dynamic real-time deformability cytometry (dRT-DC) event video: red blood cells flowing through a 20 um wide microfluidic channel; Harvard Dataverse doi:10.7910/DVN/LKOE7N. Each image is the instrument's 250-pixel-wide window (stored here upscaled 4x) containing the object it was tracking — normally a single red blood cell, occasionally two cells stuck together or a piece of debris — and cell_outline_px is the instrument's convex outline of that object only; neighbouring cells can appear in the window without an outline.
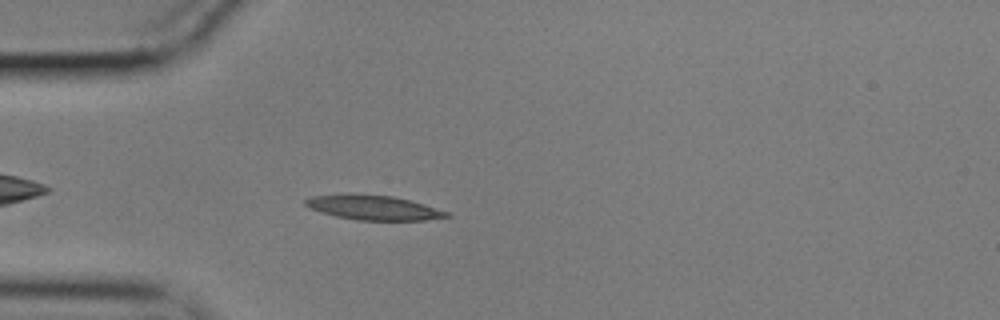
{"species": "common noctule bat (a hibernating species)", "species_latin": "Nyctalus noctula", "temperature_condition": "cold", "stored_images_in_passage": 31, "camera_frame_rate_fps": 3000, "um_per_image_px": 0.085, "animal": {"sex": "male", "body_mass_g": 17.9}, "frame": {"image": 1, "passage_image": 5, "time_ms": 1.333, "image_size_px": [1000, 320], "cell_outline_px": [[452, 216], [424, 220], [356, 220], [336, 216], [320, 212], [308, 208], [304, 204], [304, 200], [312, 196], [392, 196], [424, 204], [448, 212]], "centroid_in_image_um": [31.77, 17.69], "position_along_channel_um": 53.2, "area_um2": 19.36}}
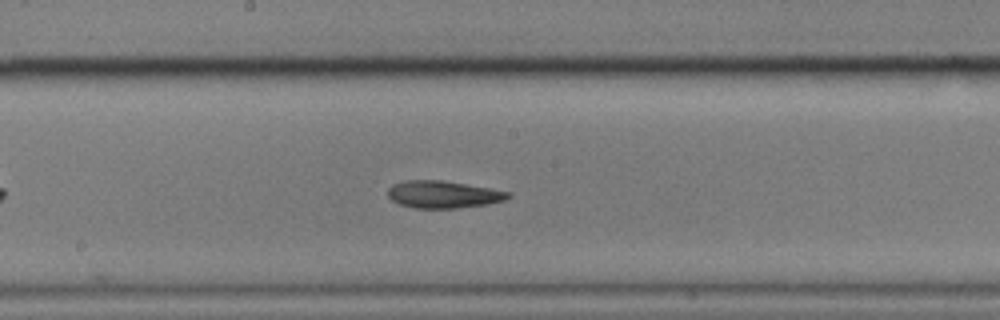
{"frame": {"image": 2, "passage_image": 19, "time_ms": 6.0, "image_size_px": [1000, 320], "cell_outline_px": [[512, 196], [504, 200], [488, 204], [456, 208], [416, 208], [400, 204], [392, 200], [388, 196], [388, 188], [392, 184], [404, 180], [440, 180], [512, 192]], "centroid_in_image_um": [37.66, 16.52], "position_along_channel_um": 210.5, "area_um2": 19.02}}
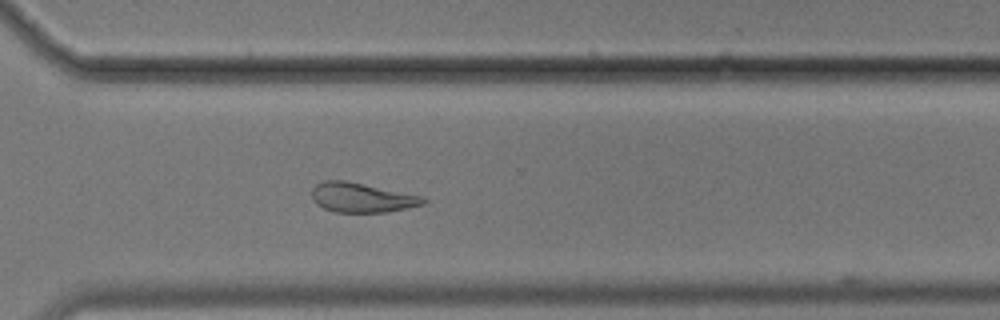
{"frame": {"image": 3, "passage_image": 30, "time_ms": 9.667, "image_size_px": [1000, 320], "cell_outline_px": [[428, 200], [424, 204], [388, 212], [336, 212], [324, 208], [316, 204], [312, 200], [312, 188], [316, 184], [324, 180], [344, 180], [424, 196]], "centroid_in_image_um": [30.75, 16.79], "position_along_channel_um": 339.9, "area_um2": 19.25}}